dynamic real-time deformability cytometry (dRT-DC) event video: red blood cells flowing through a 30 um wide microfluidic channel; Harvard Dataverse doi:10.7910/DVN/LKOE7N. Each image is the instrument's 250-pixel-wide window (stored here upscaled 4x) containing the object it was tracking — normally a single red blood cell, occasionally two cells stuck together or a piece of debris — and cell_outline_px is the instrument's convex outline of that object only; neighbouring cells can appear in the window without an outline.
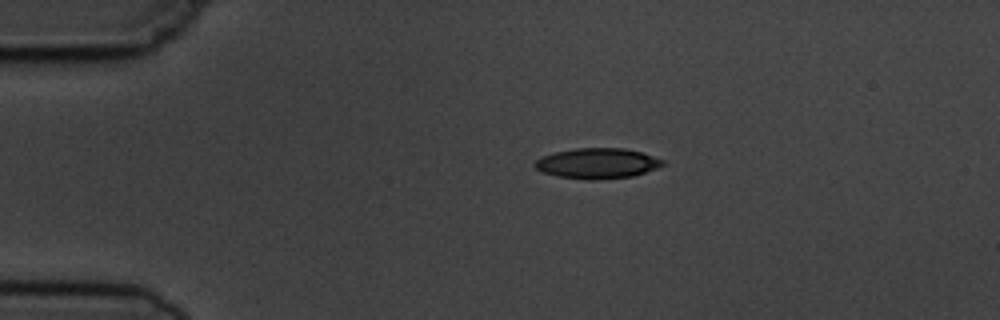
{"species": "common noctule bat (a hibernating species)", "species_latin": "Nyctalus noctula", "temperature_condition": "cold", "stored_images_in_passage": 5, "camera_frame_rate_fps": 3000, "um_per_image_px": 0.085, "animal": {"sex": "male", "body_mass_g": 19.5, "forearm_length_mm": 54.6}, "frame": {"image": 1, "passage_image": 1, "time_ms": 0.0, "image_size_px": [1000, 320], "cell_outline_px": [[664, 164], [656, 168], [632, 176], [592, 180], [588, 180], [560, 176], [544, 172], [536, 168], [532, 164], [536, 160], [544, 156], [556, 152], [576, 148], [624, 148], [640, 152], [664, 160]], "centroid_in_image_um": [50.77, 13.88], "position_along_channel_um": 34.2, "area_um2": 22.25}}
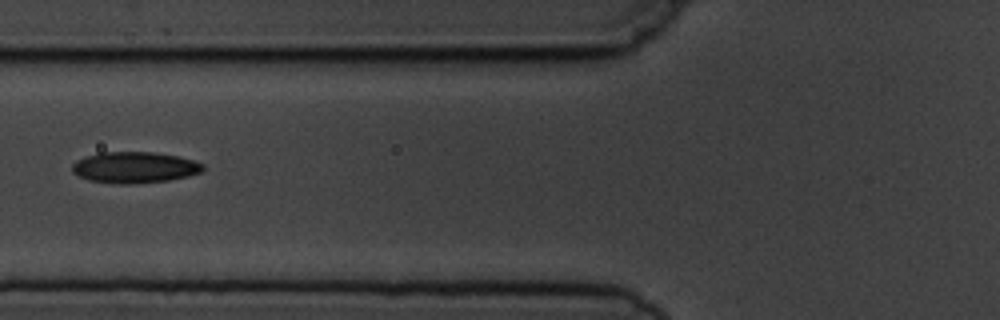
{"frame": {"image": 2, "passage_image": 4, "time_ms": 3.333, "image_size_px": [1000, 320], "cell_outline_px": [[204, 168], [200, 172], [188, 176], [168, 180], [132, 184], [116, 184], [88, 180], [72, 172], [72, 164], [76, 160], [84, 156], [100, 152], [152, 152], [180, 156], [204, 164]], "centroid_in_image_um": [11.41, 14.22], "position_along_channel_um": 114.4, "area_um2": 23.87}}
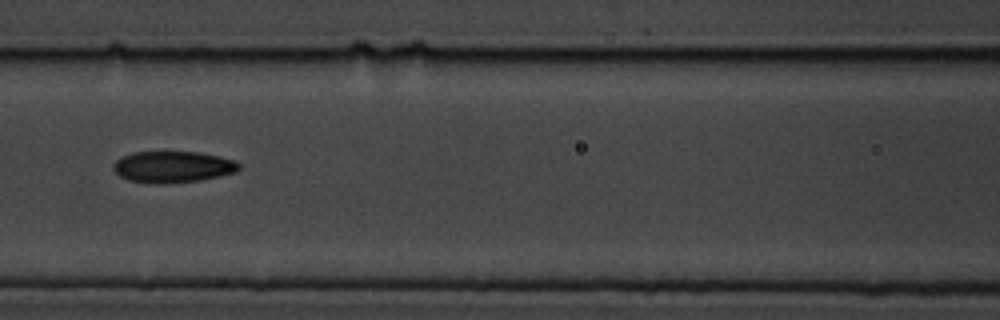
{"frame": {"image": 3, "passage_image": 5, "time_ms": 4.333, "image_size_px": [1000, 320], "cell_outline_px": [[240, 168], [236, 172], [220, 176], [200, 180], [164, 184], [160, 184], [128, 180], [120, 176], [112, 168], [112, 164], [116, 160], [132, 152], [200, 152], [220, 156], [236, 160], [240, 164]], "centroid_in_image_um": [14.71, 14.18], "position_along_channel_um": 151.9, "area_um2": 23.12}}